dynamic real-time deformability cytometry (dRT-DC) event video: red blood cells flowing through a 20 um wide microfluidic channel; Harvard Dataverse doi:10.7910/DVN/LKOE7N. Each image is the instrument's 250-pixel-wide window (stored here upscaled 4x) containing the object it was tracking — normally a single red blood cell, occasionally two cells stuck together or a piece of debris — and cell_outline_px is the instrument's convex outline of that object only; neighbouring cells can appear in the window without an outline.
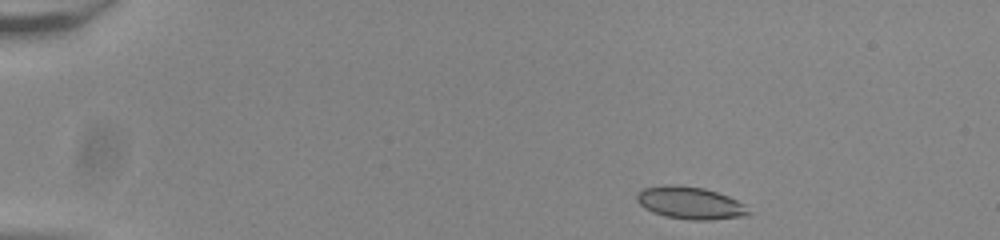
{"species": "common noctule bat (a hibernating species)", "species_latin": "Nyctalus noctula", "temperature_condition": "room temperature", "stored_images_in_passage": 46, "camera_frame_rate_fps": 3000, "um_per_image_px": 0.085, "animal": {"sex": "male", "body_mass_g": 20.0, "forearm_length_mm": 53.3}, "frame": {"image": 1, "passage_image": 1, "time_ms": 0.0, "image_size_px": [1000, 240], "cell_outline_px": [[752, 212], [748, 216], [708, 220], [688, 220], [664, 216], [652, 212], [644, 208], [636, 200], [636, 196], [644, 188], [668, 184], [672, 184], [704, 188], [728, 196], [744, 204]], "centroid_in_image_um": [58.68, 17.26], "position_along_channel_um": 26.3, "area_um2": 21.15}}
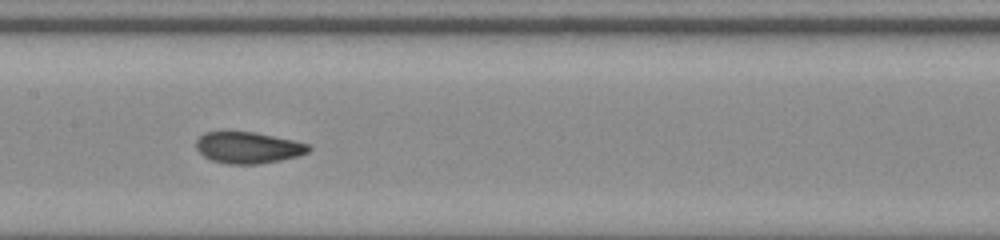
{"frame": {"image": 2, "passage_image": 21, "time_ms": 6.667, "image_size_px": [1000, 240], "cell_outline_px": [[312, 148], [308, 152], [296, 156], [280, 160], [256, 164], [228, 164], [212, 160], [204, 156], [196, 148], [196, 140], [204, 132], [228, 128], [256, 132], [292, 140], [308, 144]], "centroid_in_image_um": [21.02, 12.49], "position_along_channel_um": 186.4, "area_um2": 21.15}}
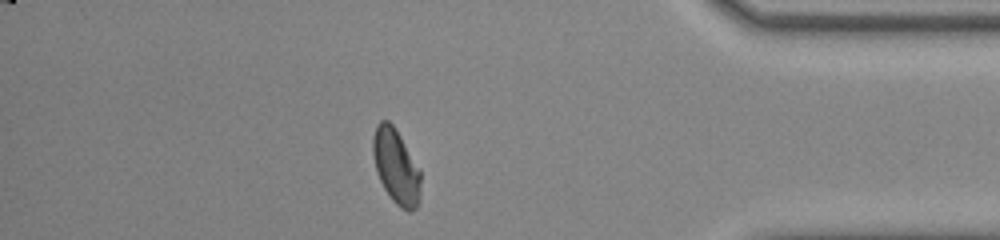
{"frame": {"image": 3, "passage_image": 40, "time_ms": 13.0, "image_size_px": [1000, 240], "cell_outline_px": [[420, 200], [416, 208], [412, 212], [408, 212], [400, 208], [392, 200], [384, 188], [376, 172], [372, 152], [372, 136], [376, 124], [380, 120], [388, 120], [392, 124], [400, 136], [420, 168]], "centroid_in_image_um": [33.66, 14.16], "position_along_channel_um": 401.5, "area_um2": 21.1}, "authors_computed_cell_mechanics": {"area_um2": 21.0681, "velocity_mm_per_s": 3.8399, "shape_relaxation_time_tau1_ms": 11.2348, "shape_relaxation_time_tau2_ms": 0.7767, "deformation_change_tau1": 0.2103, "deformation_change_tau2": 0.0515}}